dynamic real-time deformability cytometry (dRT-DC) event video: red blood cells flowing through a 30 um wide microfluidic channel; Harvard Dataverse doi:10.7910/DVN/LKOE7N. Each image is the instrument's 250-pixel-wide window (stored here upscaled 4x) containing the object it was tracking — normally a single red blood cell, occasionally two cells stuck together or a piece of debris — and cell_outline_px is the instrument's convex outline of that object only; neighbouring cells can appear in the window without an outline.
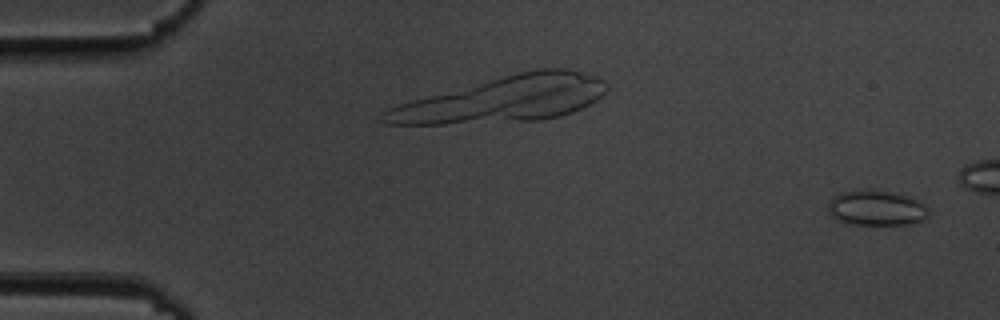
{"species": "common noctule bat (a hibernating species)", "species_latin": "Nyctalus noctula", "temperature_condition": "cold", "stored_images_in_passage": 49, "camera_frame_rate_fps": 3000, "um_per_image_px": 0.085, "animal": {"sex": "male", "body_mass_g": 19.5, "forearm_length_mm": 54.6}, "frame": {"image": 1, "passage_image": 2, "time_ms": 0.333, "image_size_px": [1000, 320], "cell_outline_px": [[928, 212], [924, 220], [908, 224], [852, 224], [840, 220], [832, 216], [828, 212], [828, 204], [832, 196], [840, 192], [864, 188], [868, 188], [896, 192], [908, 196], [924, 204], [928, 208]], "centroid_in_image_um": [74.47, 17.64], "position_along_channel_um": 10.5, "area_um2": 20.87}}
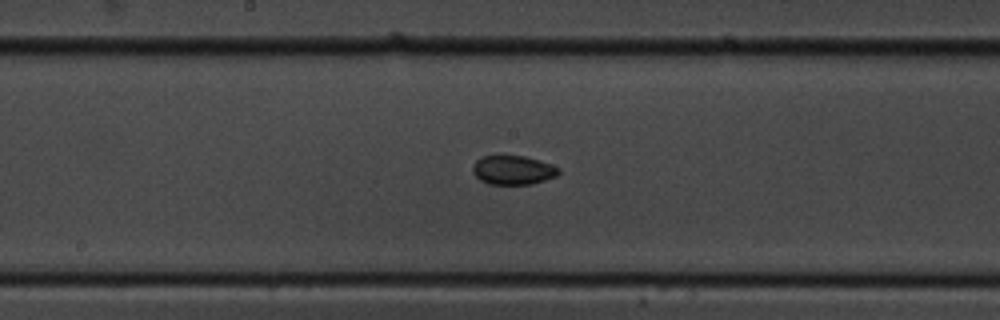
{"frame": {"image": 2, "passage_image": 29, "time_ms": 9.333, "image_size_px": [1000, 320], "cell_outline_px": [[560, 172], [556, 176], [532, 184], [488, 184], [480, 180], [472, 172], [472, 168], [476, 160], [484, 156], [524, 156], [560, 168]], "centroid_in_image_um": [43.58, 14.47], "position_along_channel_um": 204.6, "area_um2": 14.33}}
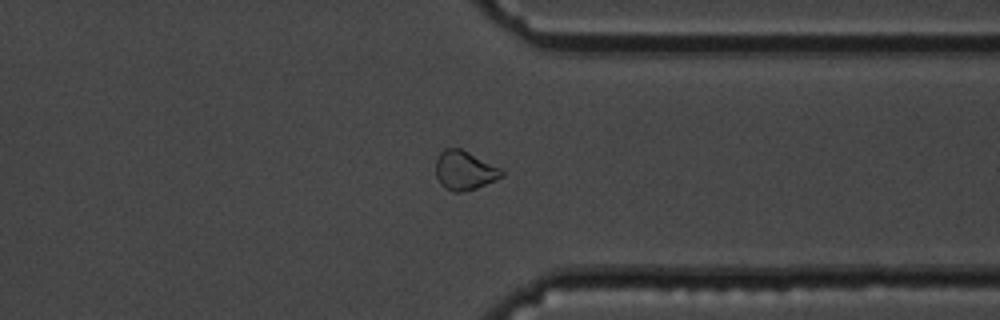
{"frame": {"image": 3, "passage_image": 43, "time_ms": 14.0, "image_size_px": [1000, 320], "cell_outline_px": [[504, 176], [476, 188], [460, 192], [452, 192], [440, 184], [436, 176], [436, 160], [440, 152], [444, 148], [460, 148], [500, 168], [504, 172]], "centroid_in_image_um": [39.46, 14.49], "position_along_channel_um": 371.9, "area_um2": 14.85}, "authors_computed_cell_mechanics": {"area_um2": 15.028, "velocity_mm_per_s": 3.615, "shape_relaxation_time_tau1_ms": null, "shape_relaxation_time_tau2_ms": 3.1736, "deformation_change_tau1": null, "deformation_change_tau2": 0.0434}}